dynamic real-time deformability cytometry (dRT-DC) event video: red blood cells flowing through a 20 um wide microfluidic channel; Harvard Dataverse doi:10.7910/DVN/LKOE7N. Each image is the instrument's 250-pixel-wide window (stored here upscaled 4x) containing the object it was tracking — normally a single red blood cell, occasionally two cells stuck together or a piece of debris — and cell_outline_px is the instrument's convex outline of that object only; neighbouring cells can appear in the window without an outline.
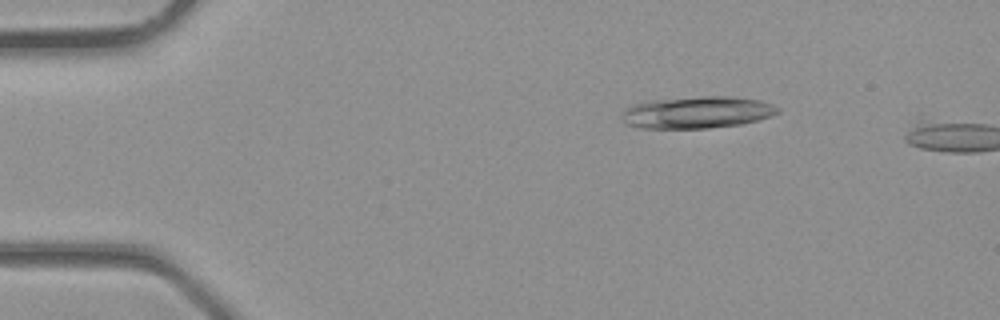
{"species": "common noctule bat (a hibernating species)", "species_latin": "Nyctalus noctula", "temperature_condition": "room temperature", "stored_images_in_passage": 2, "camera_frame_rate_fps": 3000, "um_per_image_px": 0.085, "animal": {"sex": "male", "body_mass_g": 23.1, "forearm_length_mm": 52.7}, "frame": {"image": 1, "passage_image": 1, "time_ms": 0.0, "image_size_px": [1000, 320], "cell_outline_px": [[780, 112], [772, 116], [740, 124], [708, 128], [640, 128], [624, 124], [624, 108], [632, 104], [652, 100], [700, 96], [732, 96], [760, 100], [772, 104], [780, 108]], "centroid_in_image_um": [59.27, 9.54], "position_along_channel_um": 25.7, "area_um2": 29.07}}